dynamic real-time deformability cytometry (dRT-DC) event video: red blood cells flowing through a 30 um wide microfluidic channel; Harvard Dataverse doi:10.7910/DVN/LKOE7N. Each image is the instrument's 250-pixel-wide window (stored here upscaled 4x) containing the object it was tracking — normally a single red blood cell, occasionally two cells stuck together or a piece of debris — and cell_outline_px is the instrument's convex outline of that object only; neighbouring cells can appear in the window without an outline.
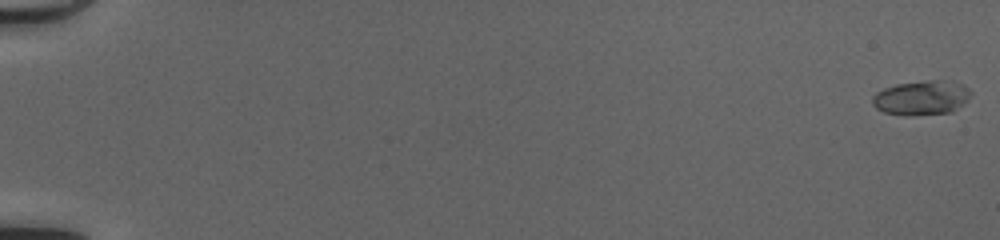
{"species": "common noctule bat (a hibernating species)", "species_latin": "Nyctalus noctula", "temperature_condition": "cold", "stored_images_in_passage": 52, "camera_frame_rate_fps": 3000, "um_per_image_px": 0.085, "animal": {"sex": "female", "body_mass_g": 20.0, "forearm_length_mm": 54.0}, "frame": {"image": 1, "passage_image": 1, "time_ms": 0.0, "image_size_px": [1000, 240], "cell_outline_px": [[972, 92], [964, 104], [952, 112], [912, 116], [884, 112], [876, 108], [872, 104], [872, 96], [876, 92], [884, 88], [896, 84], [928, 80], [952, 80], [964, 84]], "centroid_in_image_um": [78.35, 8.3], "position_along_channel_um": 6.6, "area_um2": 20.06}}
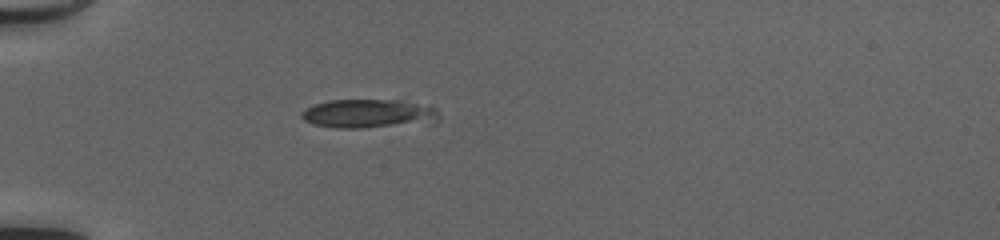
{"frame": {"image": 2, "passage_image": 18, "time_ms": 5.667, "image_size_px": [1000, 240], "cell_outline_px": [[440, 120], [436, 124], [360, 128], [336, 128], [312, 124], [304, 120], [300, 116], [300, 112], [304, 108], [328, 100], [400, 100], [428, 104], [436, 108], [440, 116]], "centroid_in_image_um": [31.44, 9.67], "position_along_channel_um": 53.6, "area_um2": 23.99}}